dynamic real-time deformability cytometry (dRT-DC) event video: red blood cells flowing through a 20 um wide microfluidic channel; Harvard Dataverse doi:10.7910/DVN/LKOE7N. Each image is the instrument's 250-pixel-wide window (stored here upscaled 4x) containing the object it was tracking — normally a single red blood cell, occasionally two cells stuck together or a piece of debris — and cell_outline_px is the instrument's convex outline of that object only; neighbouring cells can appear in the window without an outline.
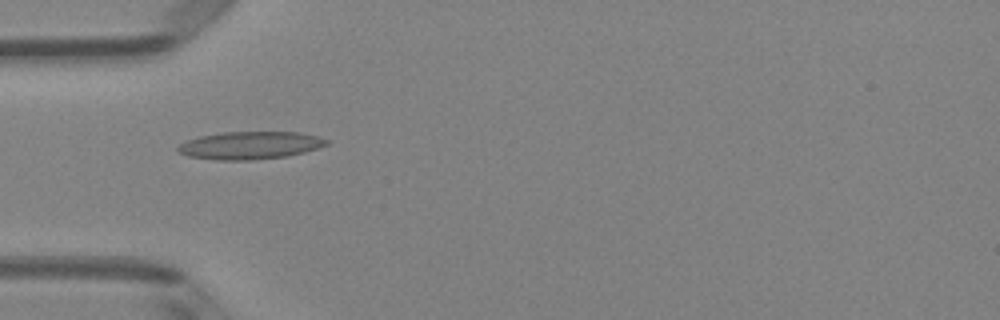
{"species": "Egyptian fruit bat (a non-hibernating species)", "species_latin": "Rousettus aegyptiacus", "temperature_condition": "room temperature", "stored_images_in_passage": 4, "camera_frame_rate_fps": 3000, "um_per_image_px": 0.085, "animal": {"sex": "female"}, "frame": {"image": 1, "passage_image": 1, "time_ms": 0.0, "image_size_px": [1000, 320], "cell_outline_px": [[332, 140], [328, 144], [304, 152], [288, 156], [252, 160], [216, 160], [188, 156], [180, 152], [176, 148], [180, 144], [188, 140], [200, 136], [220, 132], [300, 132]], "centroid_in_image_um": [21.28, 12.35], "position_along_channel_um": 63.7, "area_um2": 23.99}}
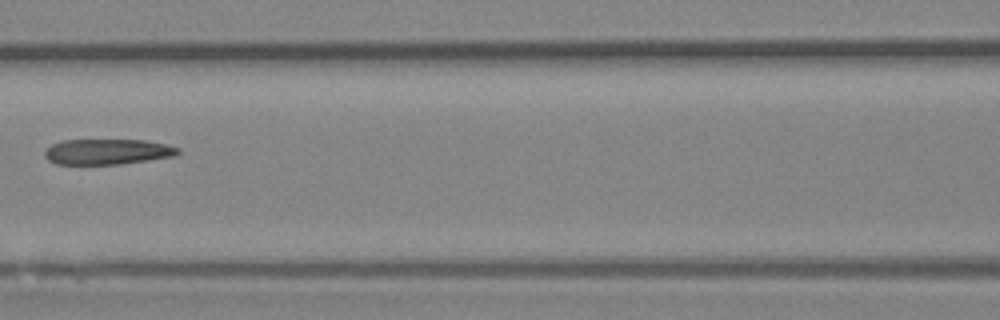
{"frame": {"image": 2, "passage_image": 3, "time_ms": 0.667, "image_size_px": [1000, 320], "cell_outline_px": [[180, 152], [176, 156], [120, 164], [56, 164], [48, 160], [44, 156], [44, 152], [52, 144], [60, 140], [144, 140], [168, 144], [180, 148]], "centroid_in_image_um": [9.15, 12.89], "position_along_channel_um": 157.4, "area_um2": 19.94}}
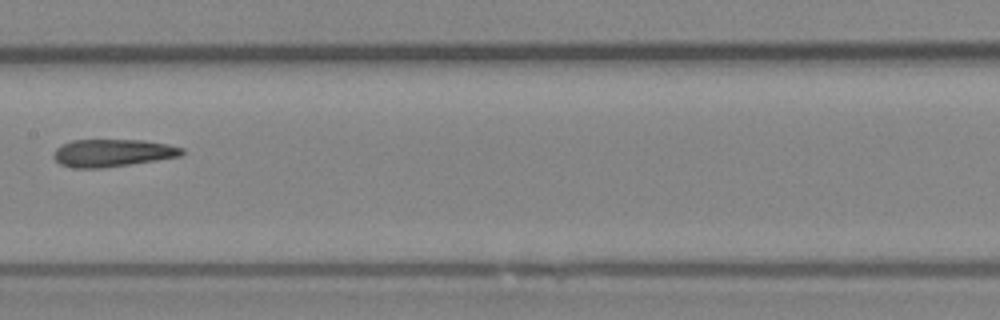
{"frame": {"image": 3, "passage_image": 4, "time_ms": 1.0, "image_size_px": [1000, 320], "cell_outline_px": [[184, 152], [180, 156], [156, 160], [104, 168], [72, 168], [60, 164], [52, 156], [56, 148], [72, 140], [144, 140], [168, 144], [184, 148]], "centroid_in_image_um": [9.56, 13.0], "position_along_channel_um": 197.8, "area_um2": 20.58}}